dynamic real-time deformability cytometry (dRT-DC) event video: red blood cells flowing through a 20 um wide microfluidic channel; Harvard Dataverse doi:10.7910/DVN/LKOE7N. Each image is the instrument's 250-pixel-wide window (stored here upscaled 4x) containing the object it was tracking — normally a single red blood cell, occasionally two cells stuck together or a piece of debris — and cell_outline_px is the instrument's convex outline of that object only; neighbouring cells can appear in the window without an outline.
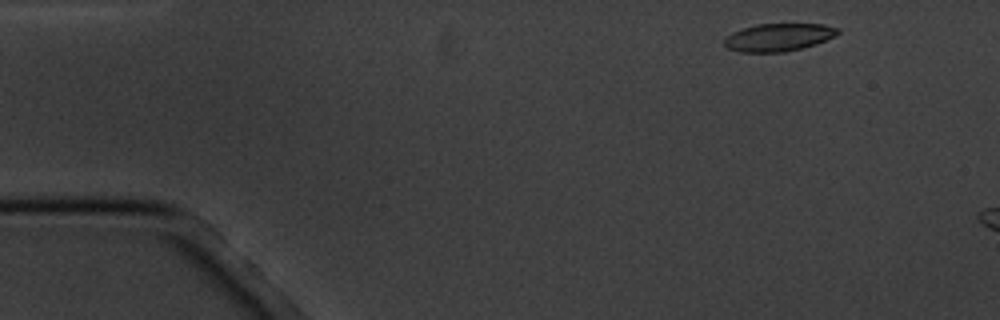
{"species": "common noctule bat (a hibernating species)", "species_latin": "Nyctalus noctula", "temperature_condition": "cold", "stored_images_in_passage": 3, "camera_frame_rate_fps": 3000, "um_per_image_px": 0.085, "animal": {"sex": "male", "body_mass_g": 20.1, "forearm_length_mm": 53.5}, "frame": {"image": 1, "passage_image": 1, "time_ms": 0.0, "image_size_px": [1000, 320], "cell_outline_px": [[840, 32], [836, 36], [816, 44], [784, 52], [740, 52], [728, 48], [724, 44], [724, 40], [732, 32], [756, 24], [824, 24], [840, 28]], "centroid_in_image_um": [66.21, 3.16], "position_along_channel_um": 18.8, "area_um2": 18.32}}